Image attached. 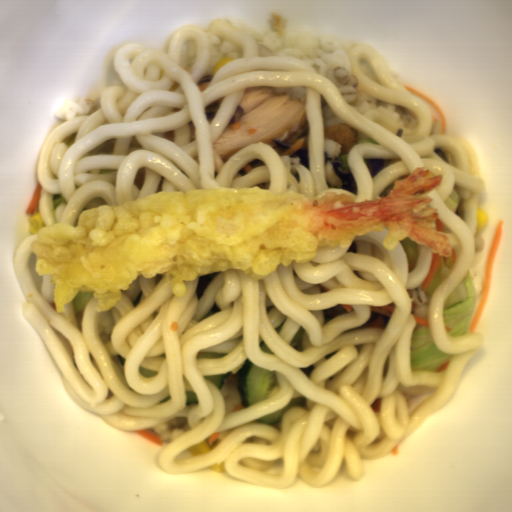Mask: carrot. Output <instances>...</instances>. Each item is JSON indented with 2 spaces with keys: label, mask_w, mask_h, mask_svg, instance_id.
Returning <instances> with one entry per match:
<instances>
[{
  "label": "carrot",
  "mask_w": 512,
  "mask_h": 512,
  "mask_svg": "<svg viewBox=\"0 0 512 512\" xmlns=\"http://www.w3.org/2000/svg\"><path fill=\"white\" fill-rule=\"evenodd\" d=\"M502 234H503V223H502V220H499L496 225V228H495V232H494V235L492 238V242L490 245V249H489V253H488V257H487V261H486V265H485L481 299L473 313L468 335L475 334L477 326H478L480 318H481V315L483 313L484 307L486 305L487 296H488L489 287H490L493 263H494V259H495V256H496V253L498 250V246H499Z\"/></svg>",
  "instance_id": "carrot-1"
},
{
  "label": "carrot",
  "mask_w": 512,
  "mask_h": 512,
  "mask_svg": "<svg viewBox=\"0 0 512 512\" xmlns=\"http://www.w3.org/2000/svg\"><path fill=\"white\" fill-rule=\"evenodd\" d=\"M396 305L393 302L371 305L372 314L360 328H383L388 325Z\"/></svg>",
  "instance_id": "carrot-2"
},
{
  "label": "carrot",
  "mask_w": 512,
  "mask_h": 512,
  "mask_svg": "<svg viewBox=\"0 0 512 512\" xmlns=\"http://www.w3.org/2000/svg\"><path fill=\"white\" fill-rule=\"evenodd\" d=\"M440 262H441V257L438 255L432 254L429 272L427 274L426 279L420 284L424 292L428 291V288L431 284V281H432L435 273L440 268Z\"/></svg>",
  "instance_id": "carrot-3"
},
{
  "label": "carrot",
  "mask_w": 512,
  "mask_h": 512,
  "mask_svg": "<svg viewBox=\"0 0 512 512\" xmlns=\"http://www.w3.org/2000/svg\"><path fill=\"white\" fill-rule=\"evenodd\" d=\"M405 87H406L407 90H409L413 94L417 95L418 97L422 98L423 100L427 101L428 103H430L432 106H434L437 109V111L439 113V116L441 118L442 135L443 134H447L448 123H447V120L445 118L443 110L438 105H436L431 99H429L425 95L421 94L420 92L416 91L412 87H410V86H405Z\"/></svg>",
  "instance_id": "carrot-4"
},
{
  "label": "carrot",
  "mask_w": 512,
  "mask_h": 512,
  "mask_svg": "<svg viewBox=\"0 0 512 512\" xmlns=\"http://www.w3.org/2000/svg\"><path fill=\"white\" fill-rule=\"evenodd\" d=\"M41 192H42V187H41L40 182L38 181V183L35 187V190L32 194V197L29 201V204L26 208V214L28 216H31L34 213L35 209L37 208V206L39 204L40 197H41Z\"/></svg>",
  "instance_id": "carrot-5"
},
{
  "label": "carrot",
  "mask_w": 512,
  "mask_h": 512,
  "mask_svg": "<svg viewBox=\"0 0 512 512\" xmlns=\"http://www.w3.org/2000/svg\"><path fill=\"white\" fill-rule=\"evenodd\" d=\"M135 433L139 434L140 436L146 438L147 440L151 441L154 444L160 445L162 444L163 440H159L157 434L153 430V428H148L144 430H132Z\"/></svg>",
  "instance_id": "carrot-6"
},
{
  "label": "carrot",
  "mask_w": 512,
  "mask_h": 512,
  "mask_svg": "<svg viewBox=\"0 0 512 512\" xmlns=\"http://www.w3.org/2000/svg\"><path fill=\"white\" fill-rule=\"evenodd\" d=\"M304 139L305 137H300L298 140H296L283 155L292 156L297 150H299L303 146Z\"/></svg>",
  "instance_id": "carrot-7"
},
{
  "label": "carrot",
  "mask_w": 512,
  "mask_h": 512,
  "mask_svg": "<svg viewBox=\"0 0 512 512\" xmlns=\"http://www.w3.org/2000/svg\"><path fill=\"white\" fill-rule=\"evenodd\" d=\"M413 315H414V314H413ZM414 317H415V321H416V326H415V328H416L417 326L428 327V320L423 319V318H421V317H419V316H416V315H414Z\"/></svg>",
  "instance_id": "carrot-8"
},
{
  "label": "carrot",
  "mask_w": 512,
  "mask_h": 512,
  "mask_svg": "<svg viewBox=\"0 0 512 512\" xmlns=\"http://www.w3.org/2000/svg\"><path fill=\"white\" fill-rule=\"evenodd\" d=\"M341 308H343L347 313L348 312H351L353 310H356L355 308H353L351 305H343V304H338Z\"/></svg>",
  "instance_id": "carrot-9"
}]
</instances>
